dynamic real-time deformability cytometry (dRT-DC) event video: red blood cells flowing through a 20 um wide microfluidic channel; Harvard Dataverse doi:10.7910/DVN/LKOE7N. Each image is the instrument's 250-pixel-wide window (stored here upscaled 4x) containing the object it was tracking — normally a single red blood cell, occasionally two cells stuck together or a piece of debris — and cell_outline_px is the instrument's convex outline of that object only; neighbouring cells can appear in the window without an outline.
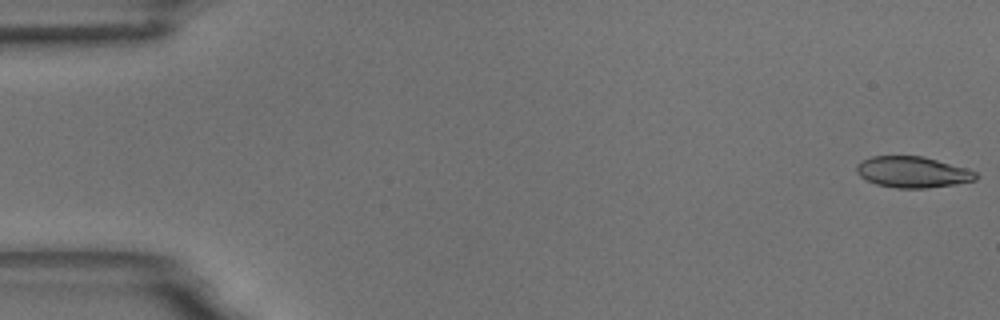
{"species": "common noctule bat (a hibernating species)", "species_latin": "Nyctalus noctula", "temperature_condition": "room temperature", "stored_images_in_passage": 59, "camera_frame_rate_fps": 3000, "um_per_image_px": 0.085, "animal": {"sex": "male", "body_mass_g": 18.8}, "frame": {"image": 1, "passage_image": 1, "time_ms": 0.0, "image_size_px": [1000, 320], "cell_outline_px": [[980, 176], [976, 180], [956, 184], [928, 188], [896, 188], [876, 184], [860, 176], [856, 172], [856, 164], [872, 156], [924, 156], [964, 168], [976, 172]], "centroid_in_image_um": [77.58, 14.63], "position_along_channel_um": 7.4, "area_um2": 21.56}}
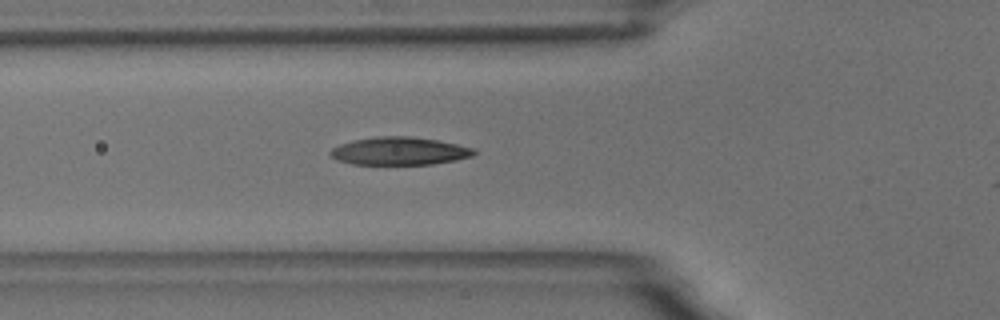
{"frame": {"image": 2, "passage_image": 21, "time_ms": 6.667, "image_size_px": [1000, 320], "cell_outline_px": [[476, 152], [472, 156], [456, 160], [432, 164], [352, 164], [336, 160], [328, 152], [332, 148], [340, 144], [352, 140], [380, 136], [412, 136], [436, 140], [456, 144], [472, 148]], "centroid_in_image_um": [33.91, 12.84], "position_along_channel_um": 91.9, "area_um2": 23.24}}
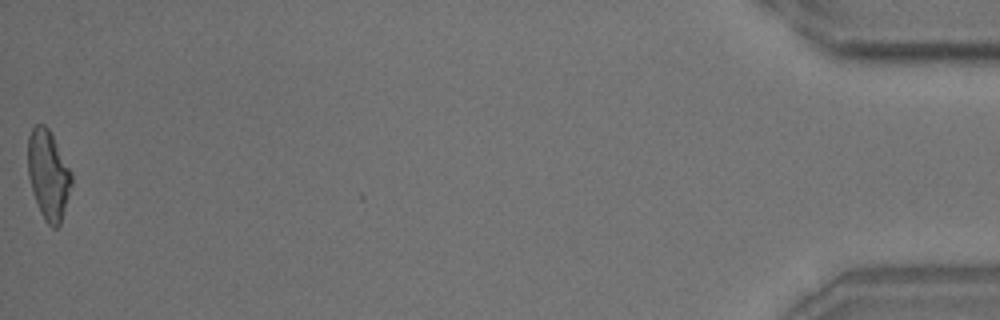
{"frame": {"image": 3, "passage_image": 59, "time_ms": 19.333, "image_size_px": [1000, 320], "cell_outline_px": [[72, 184], [60, 224], [56, 228], [52, 228], [44, 220], [40, 212], [32, 192], [28, 176], [28, 136], [32, 128], [36, 124], [44, 124], [48, 128], [72, 172]], "centroid_in_image_um": [4.1, 14.87], "position_along_channel_um": 431.1, "area_um2": 22.72}, "authors_computed_cell_mechanics": {"area_um2": 22.8888, "velocity_mm_per_s": 3.4461, "shape_relaxation_time_tau1_ms": 6.2398, "shape_relaxation_time_tau2_ms": 2.4099, "deformation_change_tau1": 0.1959, "deformation_change_tau2": 0.0814}}